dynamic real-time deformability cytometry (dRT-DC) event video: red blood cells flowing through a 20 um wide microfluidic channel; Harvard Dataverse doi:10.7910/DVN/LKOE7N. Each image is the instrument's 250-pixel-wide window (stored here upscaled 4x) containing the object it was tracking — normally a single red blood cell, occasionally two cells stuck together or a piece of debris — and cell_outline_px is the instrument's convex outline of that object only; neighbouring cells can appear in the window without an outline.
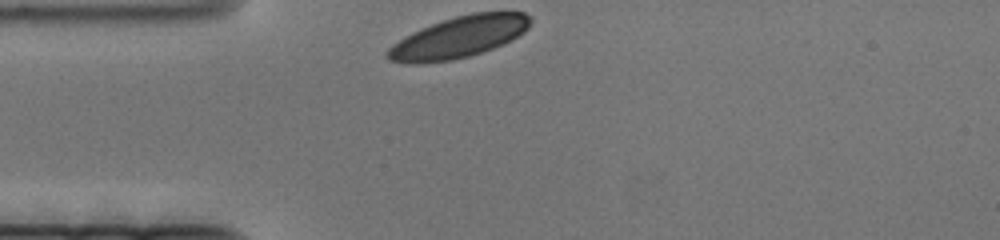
{"species": "human", "species_latin": "Homo sapiens", "temperature_condition": "cold", "stored_images_in_passage": 45, "camera_frame_rate_fps": 3000, "um_per_image_px": 0.085, "donor": {"sex": "female"}, "frame": {"image": 1, "passage_image": 1, "time_ms": 0.0, "image_size_px": [1000, 240], "cell_outline_px": [[532, 24], [524, 32], [512, 40], [504, 44], [468, 56], [452, 60], [420, 64], [404, 64], [388, 60], [384, 56], [384, 52], [392, 44], [404, 36], [412, 32], [432, 24], [456, 16], [472, 12], [524, 12], [532, 16]], "centroid_in_image_um": [38.98, 3.17], "position_along_channel_um": 46.0, "area_um2": 34.8}}
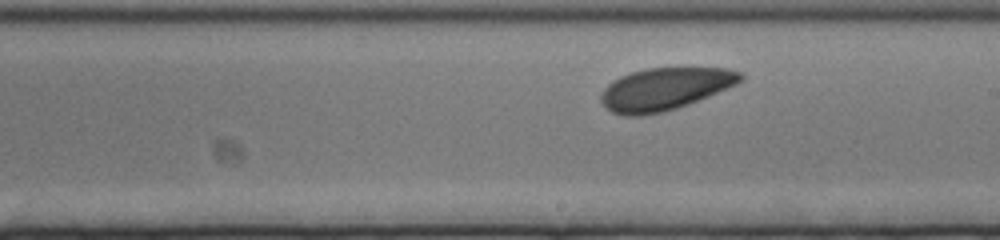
{"frame": {"image": 2, "passage_image": 26, "time_ms": 8.333, "image_size_px": [1000, 240], "cell_outline_px": [[744, 80], [736, 84], [708, 96], [688, 104], [664, 112], [640, 116], [624, 116], [612, 112], [600, 100], [600, 96], [604, 88], [612, 80], [620, 76], [632, 72], [648, 68], [728, 68], [744, 72]], "centroid_in_image_um": [56.52, 7.56], "position_along_channel_um": 232.5, "area_um2": 34.45}}
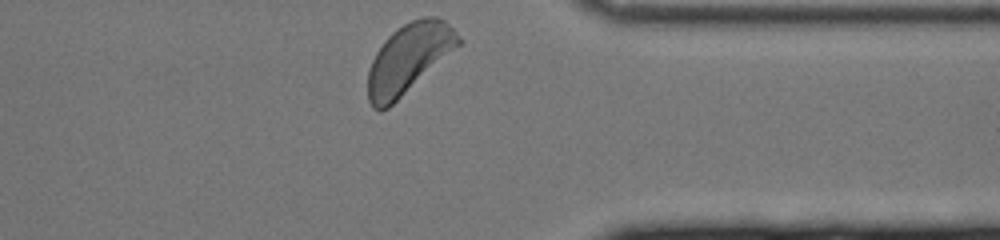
{"frame": {"image": 3, "passage_image": 45, "time_ms": 14.667, "image_size_px": [1000, 240], "cell_outline_px": [[464, 40], [460, 44], [388, 108], [380, 112], [372, 108], [368, 100], [368, 72], [372, 60], [376, 52], [384, 40], [396, 28], [412, 20], [424, 16], [436, 16], [444, 20]], "centroid_in_image_um": [34.71, 4.96], "position_along_channel_um": 376.7, "area_um2": 36.24}}